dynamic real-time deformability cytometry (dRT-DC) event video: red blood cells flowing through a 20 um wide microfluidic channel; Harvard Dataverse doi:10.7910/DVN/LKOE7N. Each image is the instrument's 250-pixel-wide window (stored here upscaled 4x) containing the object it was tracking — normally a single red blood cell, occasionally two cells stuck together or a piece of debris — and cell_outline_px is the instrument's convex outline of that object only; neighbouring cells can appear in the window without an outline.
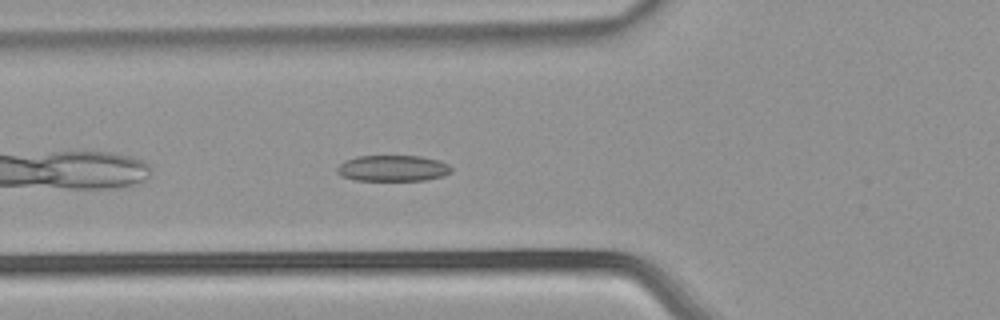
{"species": "common noctule bat (a hibernating species)", "species_latin": "Nyctalus noctula", "temperature_condition": "warm", "stored_images_in_passage": 28, "camera_frame_rate_fps": 3000, "um_per_image_px": 0.085, "animal": {"sex": "male", "body_mass_g": 21.5, "forearm_length_mm": 52.0}, "frame": {"image": 1, "passage_image": 4, "time_ms": 1.0, "image_size_px": [1000, 320], "cell_outline_px": [[452, 172], [444, 176], [424, 180], [356, 180], [340, 176], [336, 172], [336, 168], [344, 160], [356, 156], [420, 156], [440, 160], [448, 164], [452, 168]], "centroid_in_image_um": [33.38, 14.3], "position_along_channel_um": 92.4, "area_um2": 17.51}}
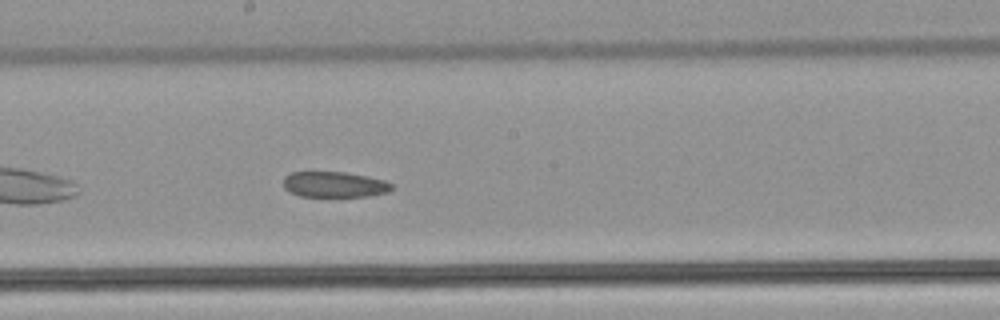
{"frame": {"image": 2, "passage_image": 14, "time_ms": 4.333, "image_size_px": [1000, 320], "cell_outline_px": [[392, 188], [388, 192], [368, 196], [300, 196], [288, 192], [284, 188], [284, 176], [292, 172], [308, 168], [344, 172], [368, 176], [384, 180], [392, 184]], "centroid_in_image_um": [28.33, 15.63], "position_along_channel_um": 219.9, "area_um2": 16.94}}
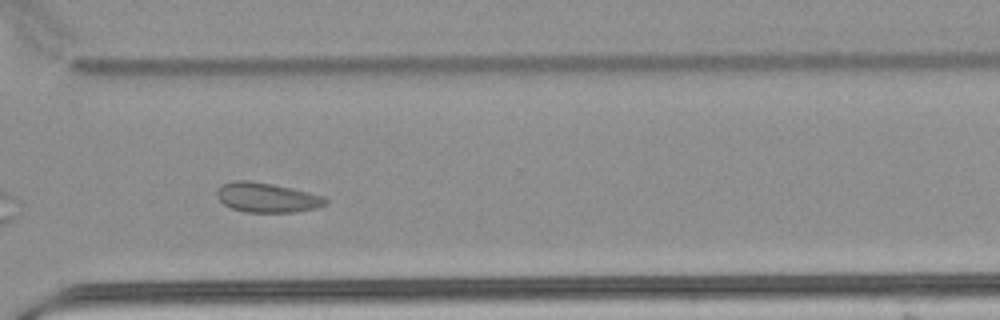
{"frame": {"image": 3, "passage_image": 24, "time_ms": 7.667, "image_size_px": [1000, 320], "cell_outline_px": [[328, 204], [316, 208], [296, 212], [244, 212], [232, 208], [224, 204], [216, 196], [216, 192], [224, 184], [232, 180], [248, 180], [272, 184], [308, 192], [324, 196], [328, 200]], "centroid_in_image_um": [22.71, 16.8], "position_along_channel_um": 347.9, "area_um2": 18.73}, "authors_computed_cell_mechanics": {"area_um2": 18.0914, "velocity_mm_per_s": 3.8226, "shape_relaxation_time_tau1_ms": null, "shape_relaxation_time_tau2_ms": 2.3031, "deformation_change_tau1": null, "deformation_change_tau2": 0.0728}}